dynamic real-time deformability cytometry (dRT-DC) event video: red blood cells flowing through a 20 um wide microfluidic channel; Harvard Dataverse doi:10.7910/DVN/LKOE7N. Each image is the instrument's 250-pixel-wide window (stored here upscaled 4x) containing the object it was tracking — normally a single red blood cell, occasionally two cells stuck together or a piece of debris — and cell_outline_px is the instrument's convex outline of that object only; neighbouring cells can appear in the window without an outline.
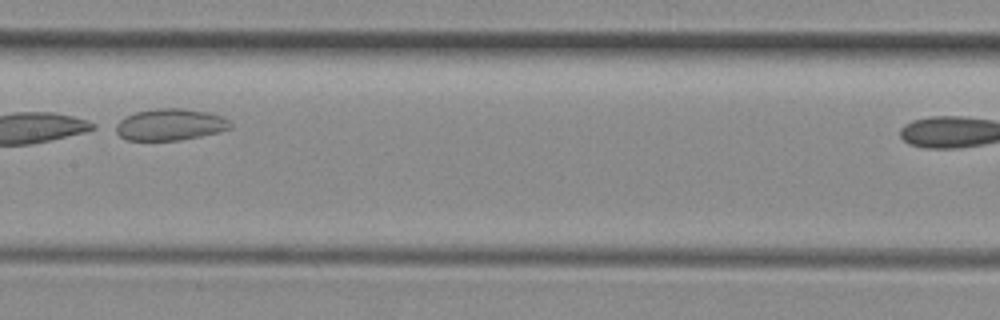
{"species": "common noctule bat (a hibernating species)", "species_latin": "Nyctalus noctula", "temperature_condition": "room temperature", "stored_images_in_passage": 7, "segment_of_instrument_passage": [1, 2], "camera_frame_rate_fps": 3000, "um_per_image_px": 0.085, "animal": {"sex": "female", "body_mass_g": 29.2, "forearm_length_mm": 56.3}, "frame": {"image": 1, "passage_image": 6, "time_ms": 5.667, "image_size_px": [1000, 320], "cell_outline_px": [[232, 128], [220, 132], [180, 140], [128, 140], [120, 136], [108, 128], [112, 124], [136, 112], [160, 108], [180, 108], [208, 112], [220, 116], [228, 120], [232, 124]], "centroid_in_image_um": [14.4, 10.6], "position_along_channel_um": 193.0, "area_um2": 21.33}}